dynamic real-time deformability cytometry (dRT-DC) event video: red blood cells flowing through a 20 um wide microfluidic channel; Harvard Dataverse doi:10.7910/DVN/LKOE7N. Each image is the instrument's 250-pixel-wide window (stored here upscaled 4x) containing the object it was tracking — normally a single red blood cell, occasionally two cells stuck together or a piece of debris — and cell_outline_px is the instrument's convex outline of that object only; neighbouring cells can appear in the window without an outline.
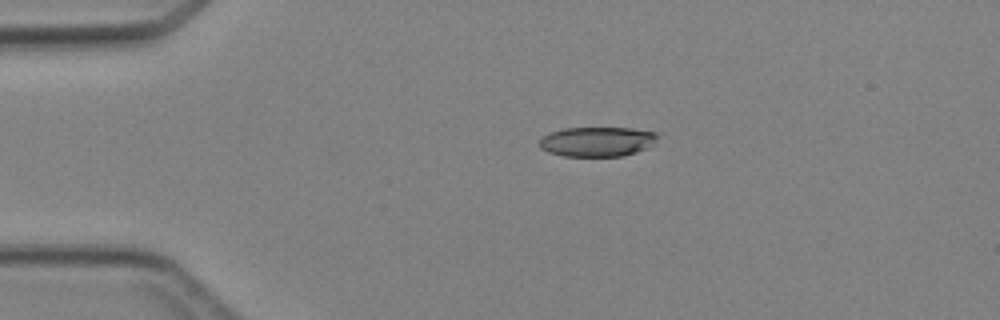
{"species": "Egyptian fruit bat (a non-hibernating species)", "species_latin": "Rousettus aegyptiacus", "temperature_condition": "cold", "stored_images_in_passage": 2, "camera_frame_rate_fps": 3000, "um_per_image_px": 0.085, "animal": {"sex": "female"}, "frame": {"image": 1, "passage_image": 1, "time_ms": 0.0, "image_size_px": [1000, 320], "cell_outline_px": [[660, 136], [656, 144], [648, 148], [624, 156], [564, 156], [548, 152], [540, 148], [540, 140], [548, 132], [564, 128], [632, 128], [656, 132]], "centroid_in_image_um": [50.82, 12.03], "position_along_channel_um": 34.2, "area_um2": 20.75}}